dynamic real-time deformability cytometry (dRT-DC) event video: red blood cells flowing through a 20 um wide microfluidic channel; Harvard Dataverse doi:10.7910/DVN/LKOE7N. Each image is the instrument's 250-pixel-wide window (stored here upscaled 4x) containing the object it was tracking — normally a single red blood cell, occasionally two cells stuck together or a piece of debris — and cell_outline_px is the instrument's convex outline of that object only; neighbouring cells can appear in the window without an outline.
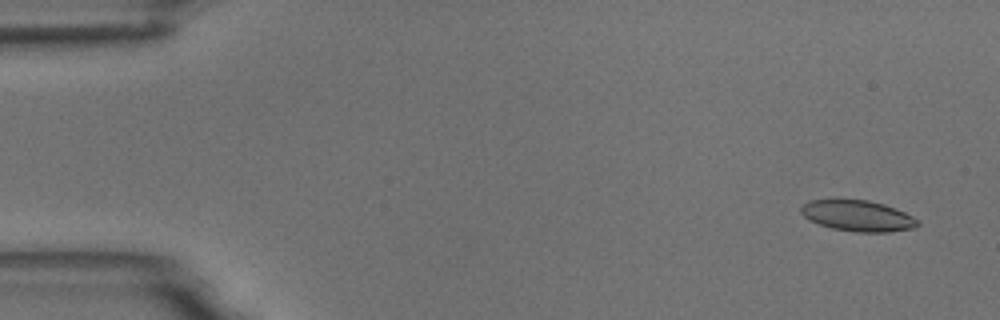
{"species": "common noctule bat (a hibernating species)", "species_latin": "Nyctalus noctula", "temperature_condition": "room temperature", "stored_images_in_passage": 4, "camera_frame_rate_fps": 3000, "um_per_image_px": 0.085, "animal": {"sex": "male", "body_mass_g": 18.8}, "frame": {"image": 1, "passage_image": 1, "time_ms": 0.0, "image_size_px": [1000, 320], "cell_outline_px": [[920, 224], [916, 228], [888, 232], [856, 232], [832, 228], [808, 220], [800, 212], [800, 208], [808, 200], [868, 200], [884, 204], [904, 212], [920, 220]], "centroid_in_image_um": [72.93, 18.35], "position_along_channel_um": 12.1, "area_um2": 21.04}}
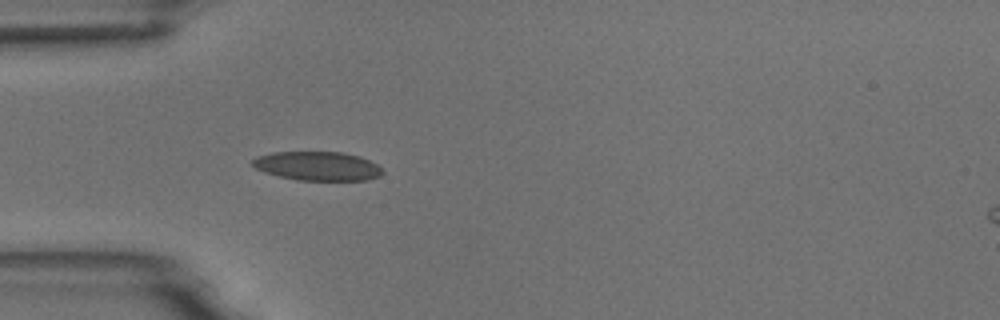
{"frame": {"image": 2, "passage_image": 4, "time_ms": 4.333, "image_size_px": [1000, 320], "cell_outline_px": [[384, 172], [380, 176], [368, 180], [296, 180], [264, 172], [256, 168], [252, 164], [252, 160], [256, 156], [272, 152], [344, 152], [360, 156], [384, 168]], "centroid_in_image_um": [27.02, 14.11], "position_along_channel_um": 58.0, "area_um2": 22.08}}